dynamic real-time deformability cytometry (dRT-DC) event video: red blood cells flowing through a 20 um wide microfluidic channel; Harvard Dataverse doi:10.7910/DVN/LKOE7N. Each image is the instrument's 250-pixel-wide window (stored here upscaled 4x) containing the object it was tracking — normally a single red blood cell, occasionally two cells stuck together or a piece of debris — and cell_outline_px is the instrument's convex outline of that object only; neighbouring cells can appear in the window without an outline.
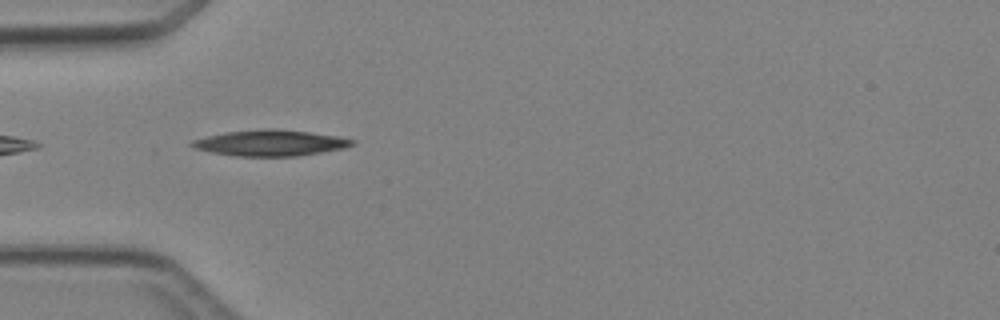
{"species": "Egyptian fruit bat (a non-hibernating species)", "species_latin": "Rousettus aegyptiacus", "temperature_condition": "cold", "stored_images_in_passage": 5, "camera_frame_rate_fps": 3000, "um_per_image_px": 0.085, "animal": {"sex": "female"}, "frame": {"image": 1, "passage_image": 4, "time_ms": 3.333, "image_size_px": [1000, 320], "cell_outline_px": [[356, 144], [344, 148], [296, 156], [236, 156], [212, 152], [196, 148], [188, 144], [192, 140], [208, 136], [228, 132], [264, 128], [276, 128], [340, 136], [356, 140]], "centroid_in_image_um": [23.03, 12.14], "position_along_channel_um": 62.0, "area_um2": 24.16}}
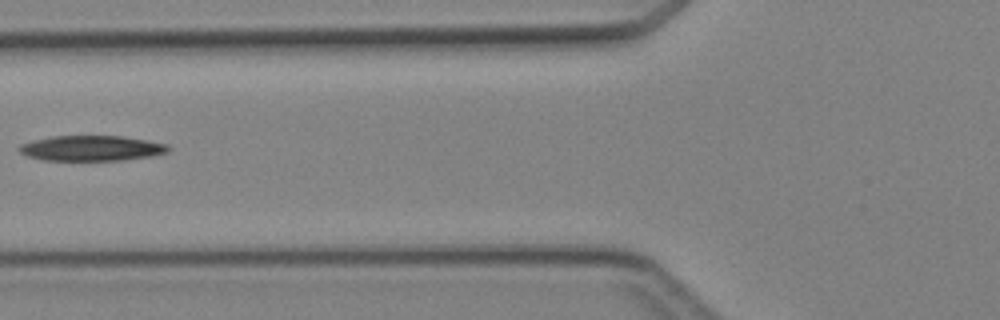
{"frame": {"image": 2, "passage_image": 5, "time_ms": 4.667, "image_size_px": [1000, 320], "cell_outline_px": [[172, 148], [168, 152], [152, 156], [124, 160], [44, 160], [28, 156], [20, 152], [16, 148], [20, 144], [32, 140], [52, 136], [120, 136], [148, 140], [168, 144]], "centroid_in_image_um": [7.8, 12.59], "position_along_channel_um": 118.0, "area_um2": 22.14}}